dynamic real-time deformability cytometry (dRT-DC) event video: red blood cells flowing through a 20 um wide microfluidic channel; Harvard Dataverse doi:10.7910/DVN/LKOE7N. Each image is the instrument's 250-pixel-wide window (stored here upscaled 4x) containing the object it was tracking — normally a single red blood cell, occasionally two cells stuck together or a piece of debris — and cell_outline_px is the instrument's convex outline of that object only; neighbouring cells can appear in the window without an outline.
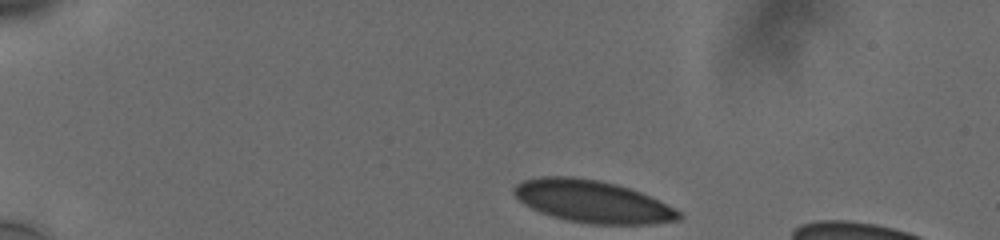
{"species": "human", "species_latin": "Homo sapiens", "temperature_condition": "cold", "stored_images_in_passage": 8, "camera_frame_rate_fps": 3000, "um_per_image_px": 0.085, "donor": {"sex": "male"}, "frame": {"image": 1, "passage_image": 1, "time_ms": 0.0, "image_size_px": [1000, 240], "cell_outline_px": [[684, 216], [680, 220], [652, 224], [588, 224], [564, 220], [540, 212], [524, 204], [512, 192], [512, 188], [516, 184], [524, 180], [540, 176], [572, 176], [600, 180], [616, 184], [640, 192], [680, 212]], "centroid_in_image_um": [50.32, 17.13], "position_along_channel_um": 34.7, "area_um2": 40.58}}
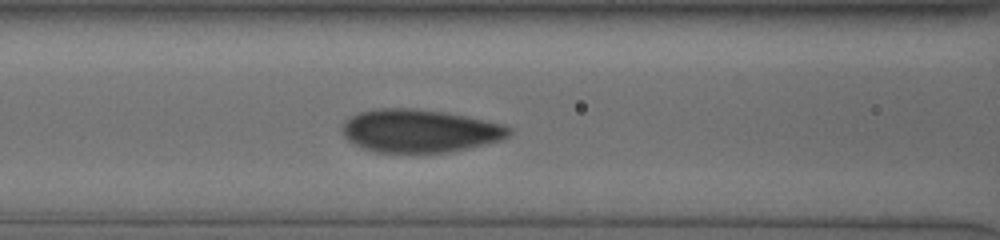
{"frame": {"image": 2, "passage_image": 8, "time_ms": 4.667, "image_size_px": [1000, 240], "cell_outline_px": [[512, 132], [508, 136], [500, 140], [452, 152], [376, 152], [360, 148], [348, 140], [344, 136], [340, 128], [344, 120], [360, 112], [380, 108], [412, 108], [444, 112], [504, 124], [512, 128]], "centroid_in_image_um": [35.64, 11.12], "position_along_channel_um": 131.0, "area_um2": 41.85}}